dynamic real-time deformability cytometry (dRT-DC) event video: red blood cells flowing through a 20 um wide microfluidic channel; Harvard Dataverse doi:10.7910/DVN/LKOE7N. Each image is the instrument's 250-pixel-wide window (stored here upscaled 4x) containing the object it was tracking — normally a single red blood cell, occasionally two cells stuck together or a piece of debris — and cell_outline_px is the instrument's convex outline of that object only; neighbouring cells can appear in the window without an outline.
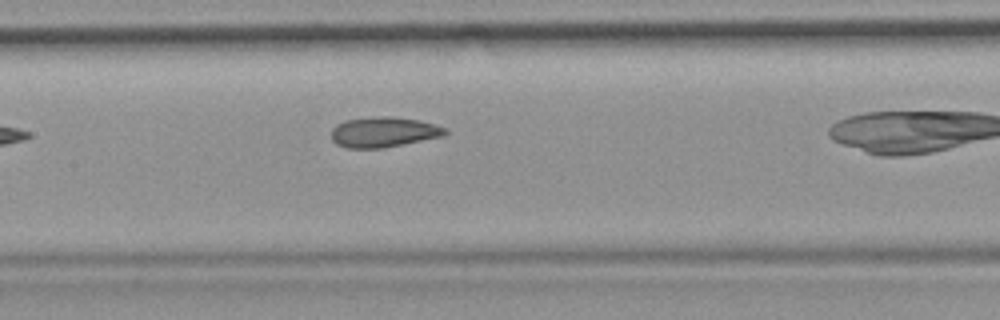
{"species": "common noctule bat (a hibernating species)", "species_latin": "Nyctalus noctula", "temperature_condition": "room temperature", "stored_images_in_passage": 6, "camera_frame_rate_fps": 3000, "um_per_image_px": 0.085, "animal": {"sex": "female", "body_mass_g": 19.9}, "frame": {"image": 1, "passage_image": 5, "time_ms": 19.667, "image_size_px": [1000, 320], "cell_outline_px": [[448, 132], [444, 136], [384, 148], [348, 148], [336, 144], [332, 140], [332, 128], [336, 124], [348, 120], [372, 116], [392, 116], [416, 120], [436, 124], [448, 128]], "centroid_in_image_um": [32.63, 11.22], "position_along_channel_um": 174.8, "area_um2": 20.23}}